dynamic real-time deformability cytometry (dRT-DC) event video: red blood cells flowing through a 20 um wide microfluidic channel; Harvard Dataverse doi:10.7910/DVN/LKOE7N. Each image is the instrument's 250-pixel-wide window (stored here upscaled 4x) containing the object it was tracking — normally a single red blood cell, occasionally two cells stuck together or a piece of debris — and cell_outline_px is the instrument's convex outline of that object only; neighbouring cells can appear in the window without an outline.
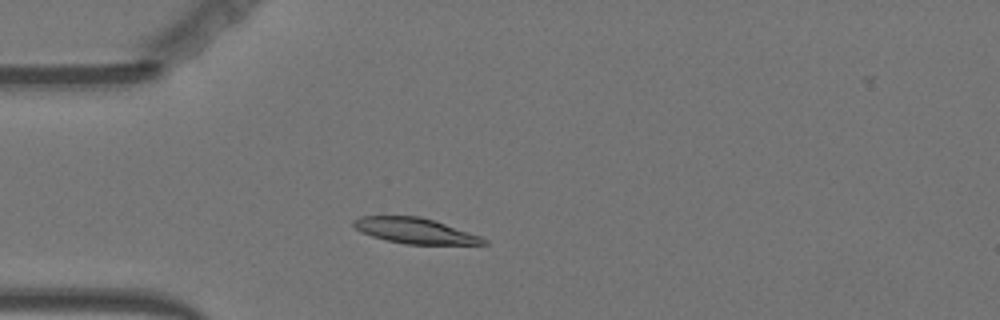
{"species": "Egyptian fruit bat (a non-hibernating species)", "species_latin": "Rousettus aegyptiacus", "temperature_condition": "warm", "stored_images_in_passage": 42, "camera_frame_rate_fps": 3000, "um_per_image_px": 0.085, "animal": {"sex": "female"}, "frame": {"image": 1, "passage_image": 1, "time_ms": 0.0, "image_size_px": [1000, 320], "cell_outline_px": [[488, 244], [404, 244], [372, 236], [356, 228], [352, 224], [352, 220], [360, 216], [420, 216], [480, 236], [488, 240]], "centroid_in_image_um": [35.25, 19.61], "position_along_channel_um": 49.7, "area_um2": 18.96}}
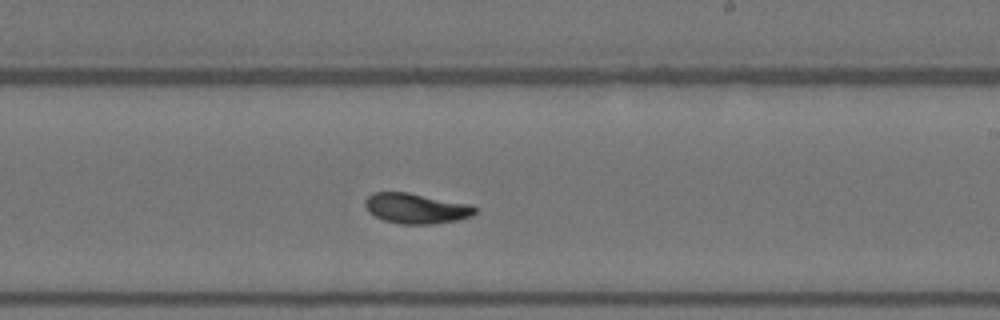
{"frame": {"image": 2, "passage_image": 19, "time_ms": 6.0, "image_size_px": [1000, 320], "cell_outline_px": [[476, 212], [472, 216], [456, 220], [432, 224], [400, 224], [384, 220], [368, 212], [364, 204], [364, 200], [372, 192], [408, 192], [472, 204], [476, 208]], "centroid_in_image_um": [35.36, 17.7], "position_along_channel_um": 253.6, "area_um2": 19.54}}
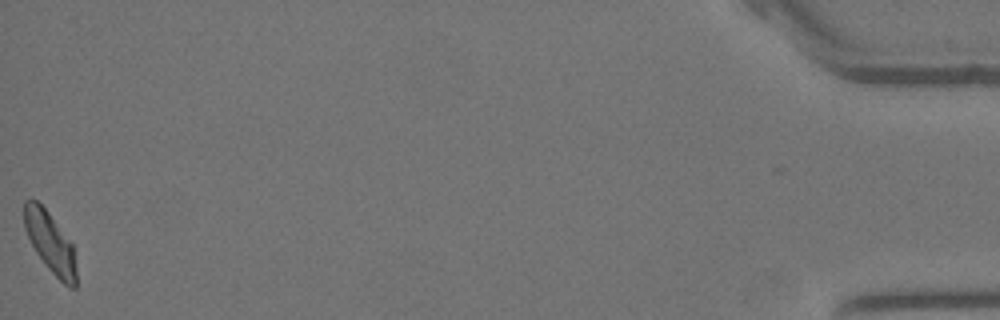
{"frame": {"image": 3, "passage_image": 42, "time_ms": 13.667, "image_size_px": [1000, 320], "cell_outline_px": [[76, 288], [68, 288], [48, 268], [36, 252], [24, 228], [24, 200], [36, 200], [48, 212], [72, 244], [76, 268]], "centroid_in_image_um": [4.27, 20.63], "position_along_channel_um": 430.9, "area_um2": 18.03}, "authors_computed_cell_mechanics": {"area_um2": 19.1318, "velocity_mm_per_s": 3.5943, "shape_relaxation_time_tau1_ms": 5.3079, "shape_relaxation_time_tau2_ms": 4.0133, "deformation_change_tau1": 0.1823, "deformation_change_tau2": 0.0696}}